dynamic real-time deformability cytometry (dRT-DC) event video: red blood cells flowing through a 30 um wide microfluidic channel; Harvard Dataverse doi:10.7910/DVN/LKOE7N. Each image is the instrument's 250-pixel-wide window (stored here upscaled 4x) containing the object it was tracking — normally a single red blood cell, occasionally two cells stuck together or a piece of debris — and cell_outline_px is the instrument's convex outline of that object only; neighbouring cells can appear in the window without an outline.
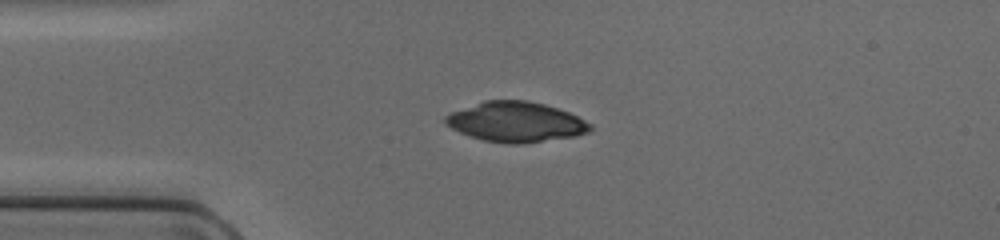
{"species": "common noctule bat (a hibernating species)", "species_latin": "Nyctalus noctula", "temperature_condition": "cold", "stored_images_in_passage": 37, "camera_frame_rate_fps": 3000, "um_per_image_px": 0.085, "animal": {"sex": "female", "body_mass_g": 17.0, "forearm_length_mm": 48.0}, "frame": {"image": 1, "passage_image": 1, "time_ms": 0.0, "image_size_px": [1000, 240], "cell_outline_px": [[592, 128], [588, 132], [576, 136], [520, 144], [508, 144], [484, 140], [468, 136], [452, 128], [444, 120], [444, 116], [452, 112], [484, 100], [528, 100], [544, 104], [568, 112], [592, 124]], "centroid_in_image_um": [43.85, 10.36], "position_along_channel_um": 41.2, "area_um2": 33.64}}
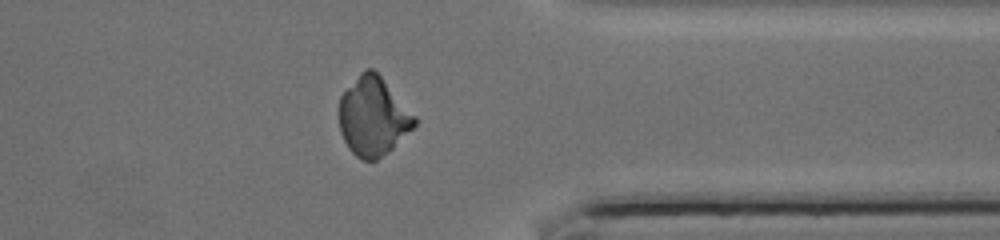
{"frame": {"image": 2, "passage_image": 27, "time_ms": 8.667, "image_size_px": [1000, 240], "cell_outline_px": [[420, 120], [388, 152], [376, 160], [360, 160], [348, 148], [340, 132], [340, 96], [360, 72], [364, 68], [372, 68], [380, 76]], "centroid_in_image_um": [31.71, 9.9], "position_along_channel_um": 379.7, "area_um2": 34.33}}
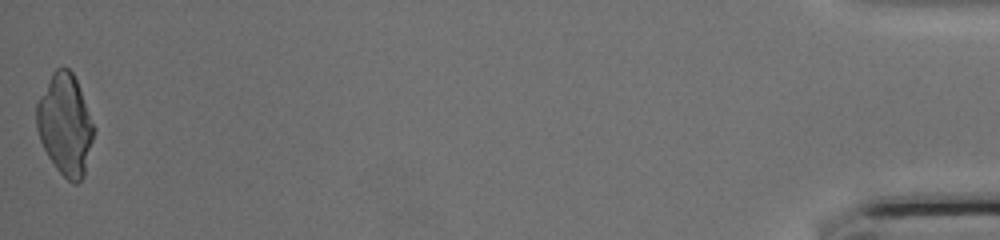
{"frame": {"image": 3, "passage_image": 37, "time_ms": 12.0, "image_size_px": [1000, 240], "cell_outline_px": [[96, 128], [84, 176], [76, 184], [72, 184], [56, 168], [48, 156], [40, 140], [36, 128], [36, 104], [52, 72], [56, 68], [68, 68], [72, 72], [76, 80]], "centroid_in_image_um": [5.54, 10.61], "position_along_channel_um": 429.7, "area_um2": 33.7}}